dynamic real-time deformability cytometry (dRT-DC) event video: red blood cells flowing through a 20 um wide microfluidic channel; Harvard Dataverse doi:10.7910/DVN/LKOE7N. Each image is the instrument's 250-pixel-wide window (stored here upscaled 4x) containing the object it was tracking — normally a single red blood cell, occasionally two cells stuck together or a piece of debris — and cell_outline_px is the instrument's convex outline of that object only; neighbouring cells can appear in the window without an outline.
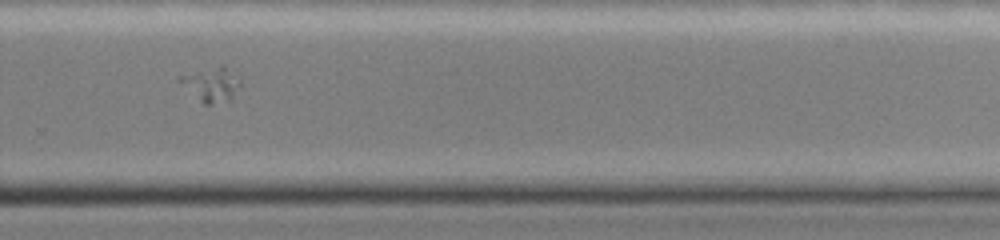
{"species": "common noctule bat (a hibernating species)", "species_latin": "Nyctalus noctula", "temperature_condition": "cold", "stored_images_in_passage": 43, "segment_of_instrument_passage": [1, 2], "camera_frame_rate_fps": 3000, "um_per_image_px": 0.085, "animal": {"sex": "female", "body_mass_g": 19.0, "forearm_length_mm": 51.5}, "frame": {"image": 1, "passage_image": 26, "time_ms": 8.333, "image_size_px": [1000, 240], "cell_outline_px": [[240, 84], [232, 100], [212, 104], [204, 104], [200, 100], [192, 76], [200, 72], [220, 64], [224, 64], [240, 72]], "centroid_in_image_um": [18.46, 7.15], "position_along_channel_um": 311.3, "area_um2": 10.29}}
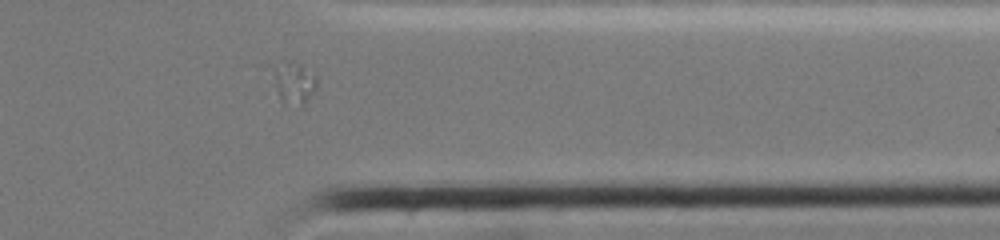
{"frame": {"image": 2, "passage_image": 32, "time_ms": 10.333, "image_size_px": [1000, 240], "cell_outline_px": [[316, 88], [304, 104], [284, 104], [280, 100], [272, 68], [272, 64], [284, 60], [292, 60], [316, 72]], "centroid_in_image_um": [24.98, 6.96], "position_along_channel_um": 386.4, "area_um2": 10.87}}